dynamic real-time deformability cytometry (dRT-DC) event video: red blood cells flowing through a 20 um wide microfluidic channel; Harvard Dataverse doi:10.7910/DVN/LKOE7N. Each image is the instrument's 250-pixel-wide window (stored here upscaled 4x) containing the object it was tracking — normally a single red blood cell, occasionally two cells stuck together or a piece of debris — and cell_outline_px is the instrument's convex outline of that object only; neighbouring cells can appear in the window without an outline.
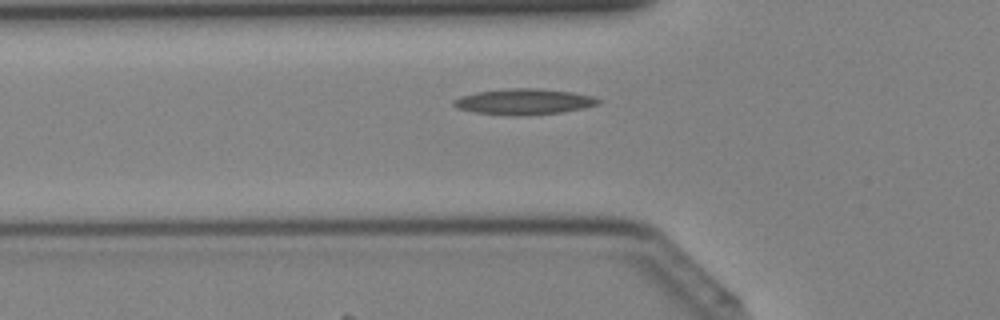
{"species": "Egyptian fruit bat (a non-hibernating species)", "species_latin": "Rousettus aegyptiacus", "temperature_condition": "cold", "stored_images_in_passage": 38, "camera_frame_rate_fps": 3000, "um_per_image_px": 0.085, "animal": {"sex": "female"}, "frame": {"image": 1, "passage_image": 11, "time_ms": 3.333, "image_size_px": [1000, 320], "cell_outline_px": [[600, 100], [596, 104], [580, 108], [560, 112], [476, 112], [456, 108], [452, 104], [452, 100], [460, 96], [476, 92], [504, 88], [536, 88], [572, 92], [592, 96]], "centroid_in_image_um": [44.47, 8.57], "position_along_channel_um": 81.3, "area_um2": 20.29}}
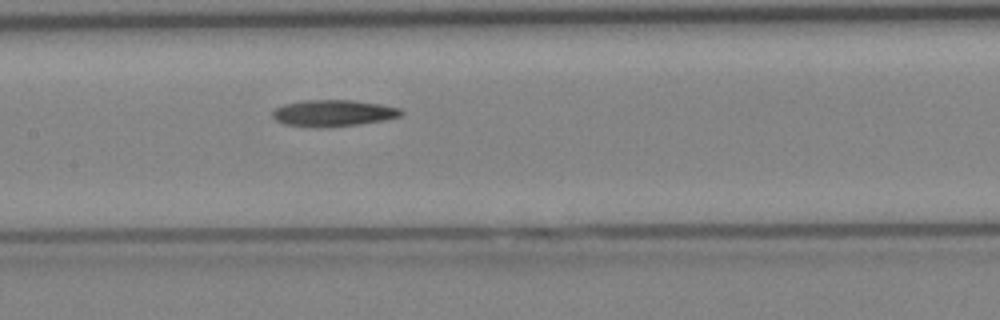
{"frame": {"image": 2, "passage_image": 17, "time_ms": 5.333, "image_size_px": [1000, 320], "cell_outline_px": [[404, 112], [400, 116], [384, 120], [356, 124], [284, 124], [276, 120], [272, 116], [272, 112], [276, 108], [284, 104], [304, 100], [352, 100], [380, 104], [400, 108]], "centroid_in_image_um": [28.37, 9.55], "position_along_channel_um": 179.0, "area_um2": 18.73}}
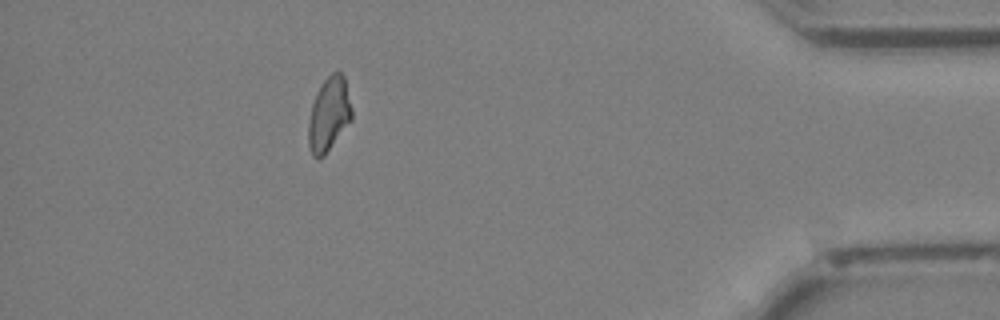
{"frame": {"image": 3, "passage_image": 34, "time_ms": 11.0, "image_size_px": [1000, 320], "cell_outline_px": [[352, 120], [324, 156], [316, 160], [312, 156], [308, 144], [308, 124], [312, 104], [316, 92], [320, 84], [332, 72], [340, 72], [344, 76], [352, 108]], "centroid_in_image_um": [27.95, 9.74], "position_along_channel_um": 407.2, "area_um2": 18.9}}